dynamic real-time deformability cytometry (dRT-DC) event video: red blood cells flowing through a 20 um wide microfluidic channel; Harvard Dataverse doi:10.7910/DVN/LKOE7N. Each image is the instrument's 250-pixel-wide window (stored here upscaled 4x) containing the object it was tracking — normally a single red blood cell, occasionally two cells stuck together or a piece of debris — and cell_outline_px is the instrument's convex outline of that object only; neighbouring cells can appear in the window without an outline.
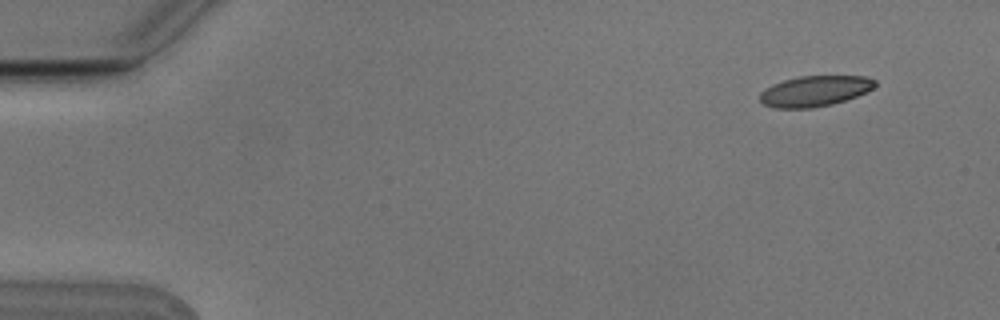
{"species": "Egyptian fruit bat (a non-hibernating species)", "species_latin": "Rousettus aegyptiacus", "temperature_condition": "cold", "stored_images_in_passage": 6, "camera_frame_rate_fps": 3000, "um_per_image_px": 0.085, "animal": {"sex": "male"}, "frame": {"image": 1, "passage_image": 1, "time_ms": 0.0, "image_size_px": [1000, 320], "cell_outline_px": [[876, 84], [872, 88], [856, 96], [832, 104], [812, 108], [776, 108], [764, 104], [760, 100], [760, 92], [764, 88], [772, 84], [784, 80], [800, 76], [864, 76], [876, 80]], "centroid_in_image_um": [69.22, 7.74], "position_along_channel_um": 15.8, "area_um2": 20.4}}